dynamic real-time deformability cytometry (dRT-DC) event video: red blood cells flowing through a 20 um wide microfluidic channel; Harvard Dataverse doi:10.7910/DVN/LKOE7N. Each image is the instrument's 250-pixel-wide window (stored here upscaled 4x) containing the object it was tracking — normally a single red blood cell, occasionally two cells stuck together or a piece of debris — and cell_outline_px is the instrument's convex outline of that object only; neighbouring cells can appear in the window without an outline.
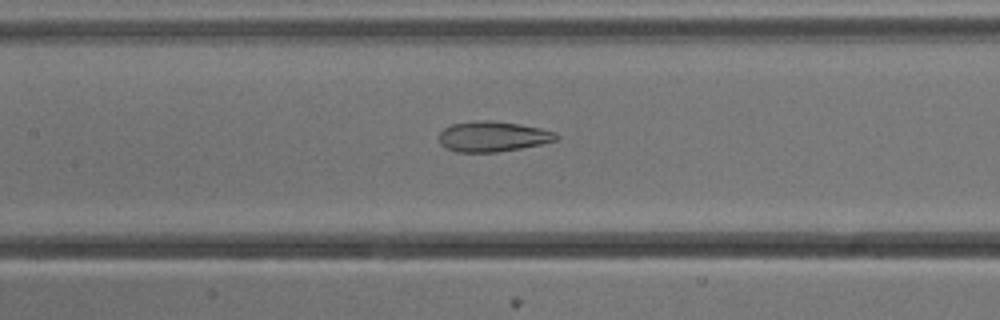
{"species": "common noctule bat (a hibernating species)", "species_latin": "Nyctalus noctula", "temperature_condition": "cold", "stored_images_in_passage": 32, "camera_frame_rate_fps": 3000, "um_per_image_px": 0.085, "animal": {"sex": "male", "body_mass_g": 13.3}, "frame": {"image": 1, "passage_image": 8, "time_ms": 2.333, "image_size_px": [1000, 320], "cell_outline_px": [[560, 136], [556, 140], [544, 144], [496, 152], [456, 152], [444, 148], [440, 144], [440, 132], [444, 128], [452, 124], [476, 120], [488, 120], [520, 124], [540, 128], [556, 132]], "centroid_in_image_um": [41.89, 11.6], "position_along_channel_um": 165.5, "area_um2": 20.87}}
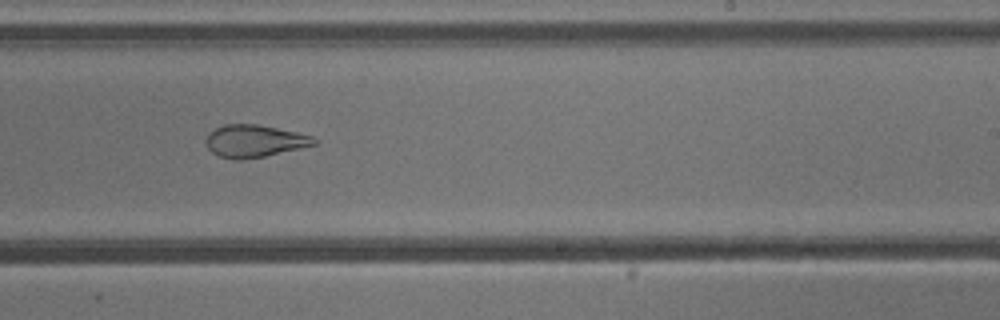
{"frame": {"image": 2, "passage_image": 16, "time_ms": 5.0, "image_size_px": [1000, 320], "cell_outline_px": [[320, 144], [264, 156], [240, 160], [236, 160], [220, 156], [212, 152], [208, 148], [204, 140], [208, 132], [224, 124], [260, 124], [296, 132], [312, 136], [320, 140]], "centroid_in_image_um": [21.65, 11.98], "position_along_channel_um": 267.3, "area_um2": 20.63}}
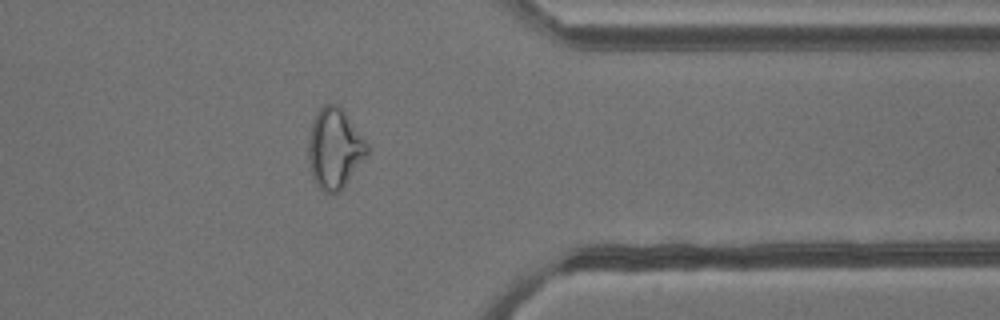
{"frame": {"image": 3, "passage_image": 26, "time_ms": 8.333, "image_size_px": [1000, 320], "cell_outline_px": [[368, 156], [344, 188], [332, 196], [324, 192], [316, 184], [312, 176], [308, 156], [308, 140], [312, 124], [316, 112], [324, 104], [336, 104], [344, 112], [368, 144]], "centroid_in_image_um": [28.45, 12.68], "position_along_channel_um": 382.9, "area_um2": 27.63}}